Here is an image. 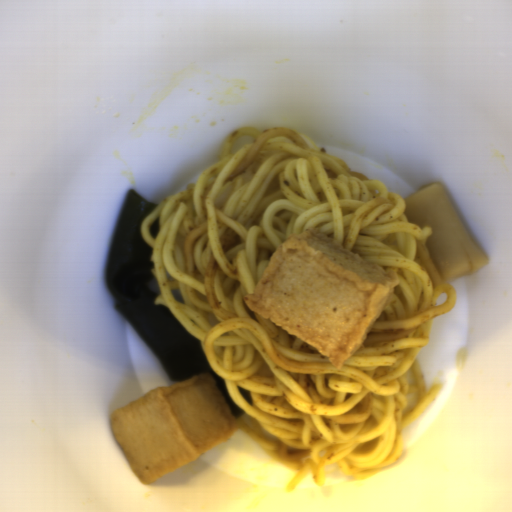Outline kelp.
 I'll return each instance as SVG.
<instances>
[{"mask_svg":"<svg viewBox=\"0 0 512 512\" xmlns=\"http://www.w3.org/2000/svg\"><path fill=\"white\" fill-rule=\"evenodd\" d=\"M157 208L133 188L126 194L114 226L105 270L106 284L121 313L153 351L176 383L197 374H210L238 419L246 412L231 397L227 385L212 368L202 341L189 332L165 304H155L160 295L148 286L154 281L153 248L141 232L144 219Z\"/></svg>","mask_w":512,"mask_h":512,"instance_id":"99668d17","label":"kelp"},{"mask_svg":"<svg viewBox=\"0 0 512 512\" xmlns=\"http://www.w3.org/2000/svg\"><path fill=\"white\" fill-rule=\"evenodd\" d=\"M239 393L242 395L245 401H247L250 405H253L252 397L250 394V391L246 390L245 388H242L237 385Z\"/></svg>","mask_w":512,"mask_h":512,"instance_id":"cf089659","label":"kelp"}]
</instances>
